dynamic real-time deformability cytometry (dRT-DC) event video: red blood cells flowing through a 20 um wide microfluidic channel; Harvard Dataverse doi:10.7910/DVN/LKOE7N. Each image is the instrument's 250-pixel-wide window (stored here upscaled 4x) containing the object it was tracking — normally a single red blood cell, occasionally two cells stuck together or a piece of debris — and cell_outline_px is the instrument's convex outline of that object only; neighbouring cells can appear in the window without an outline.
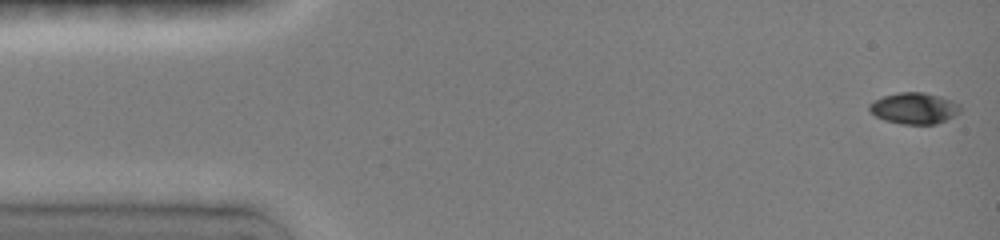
{"species": "common noctule bat (a hibernating species)", "species_latin": "Nyctalus noctula", "temperature_condition": "room temperature", "stored_images_in_passage": 31, "camera_frame_rate_fps": 3000, "um_per_image_px": 0.085, "animal": {"sex": "female", "body_mass_g": 19.0, "forearm_length_mm": 51.5}, "frame": {"image": 1, "passage_image": 1, "time_ms": 0.0, "image_size_px": [1000, 240], "cell_outline_px": [[960, 112], [936, 124], [900, 124], [884, 120], [876, 116], [868, 108], [868, 104], [872, 100], [884, 96], [900, 92], [924, 92], [940, 96], [952, 100], [960, 104]], "centroid_in_image_um": [77.68, 9.19], "position_along_channel_um": 7.3, "area_um2": 16.59}}
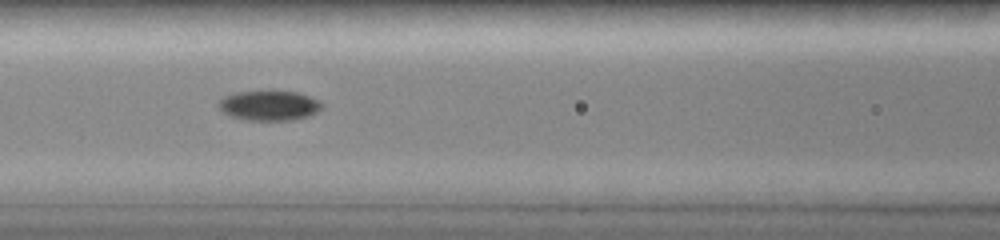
{"frame": {"image": 2, "passage_image": 13, "time_ms": 6.333, "image_size_px": [1000, 240], "cell_outline_px": [[324, 104], [316, 112], [308, 116], [296, 120], [244, 120], [232, 116], [224, 112], [220, 108], [220, 100], [228, 96], [240, 92], [296, 92], [320, 100]], "centroid_in_image_um": [22.95, 8.99], "position_along_channel_um": 143.7, "area_um2": 17.51}}
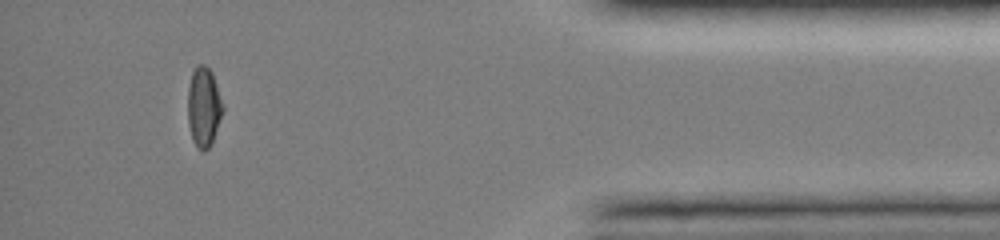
{"frame": {"image": 3, "passage_image": 28, "time_ms": 14.0, "image_size_px": [1000, 240], "cell_outline_px": [[224, 108], [212, 144], [204, 152], [200, 152], [192, 140], [188, 124], [188, 88], [192, 72], [200, 64], [204, 64], [212, 72], [224, 104]], "centroid_in_image_um": [17.32, 9.13], "position_along_channel_um": 417.9, "area_um2": 16.47}, "authors_computed_cell_mechanics": {"area_um2": 16.6464, "velocity_mm_per_s": 4.0596, "shape_relaxation_time_tau1_ms": 8.1735, "shape_relaxation_time_tau2_ms": null, "deformation_change_tau1": 0.2169, "deformation_change_tau2": null}}